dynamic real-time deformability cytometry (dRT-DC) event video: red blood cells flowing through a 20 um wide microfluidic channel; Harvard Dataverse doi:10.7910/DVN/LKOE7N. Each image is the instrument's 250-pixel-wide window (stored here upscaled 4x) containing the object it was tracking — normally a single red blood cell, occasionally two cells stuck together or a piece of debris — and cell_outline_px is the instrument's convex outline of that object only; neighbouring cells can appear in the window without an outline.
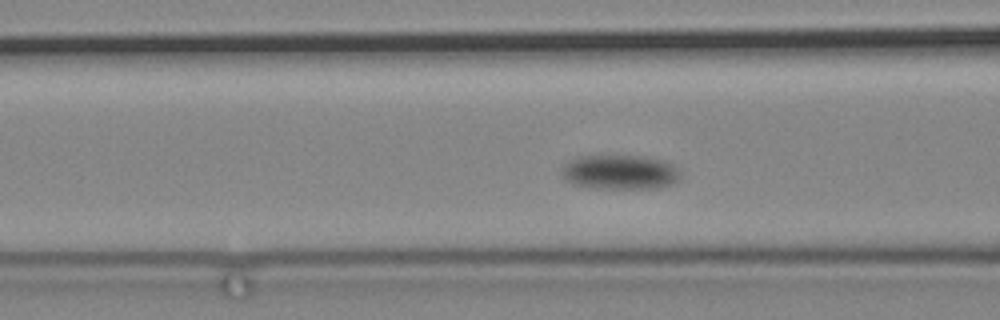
{"species": "common noctule bat (a hibernating species)", "species_latin": "Nyctalus noctula", "temperature_condition": "cold", "stored_images_in_passage": 68, "camera_frame_rate_fps": 3000, "um_per_image_px": 0.085, "animal": {"sex": "male", "body_mass_g": 19.2, "forearm_length_mm": 51.8}, "frame": {"image": 1, "passage_image": 18, "time_ms": 5.667, "image_size_px": [1000, 320], "cell_outline_px": [[680, 180], [672, 184], [656, 188], [596, 188], [576, 184], [568, 180], [564, 176], [564, 164], [568, 160], [576, 156], [604, 152], [648, 156], [668, 160], [680, 168]], "centroid_in_image_um": [52.77, 14.55], "position_along_channel_um": 113.8, "area_um2": 25.09}}
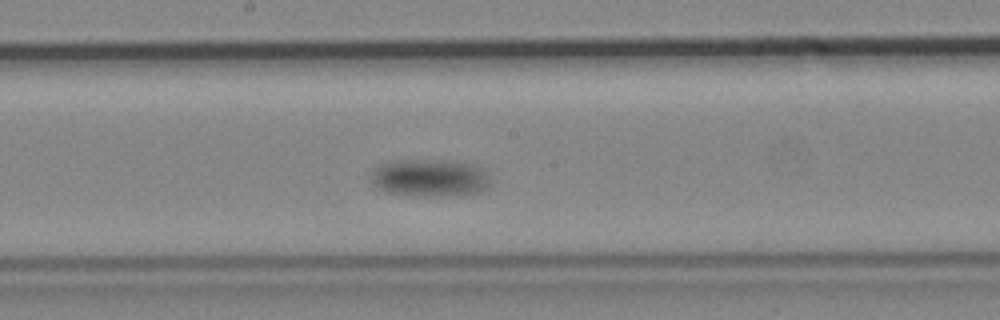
{"frame": {"image": 2, "passage_image": 30, "time_ms": 9.667, "image_size_px": [1000, 320], "cell_outline_px": [[492, 184], [480, 192], [452, 196], [428, 196], [388, 192], [376, 188], [368, 180], [368, 172], [380, 164], [388, 160], [452, 160], [476, 164], [484, 168], [492, 180]], "centroid_in_image_um": [36.53, 15.1], "position_along_channel_um": 211.7, "area_um2": 27.05}}
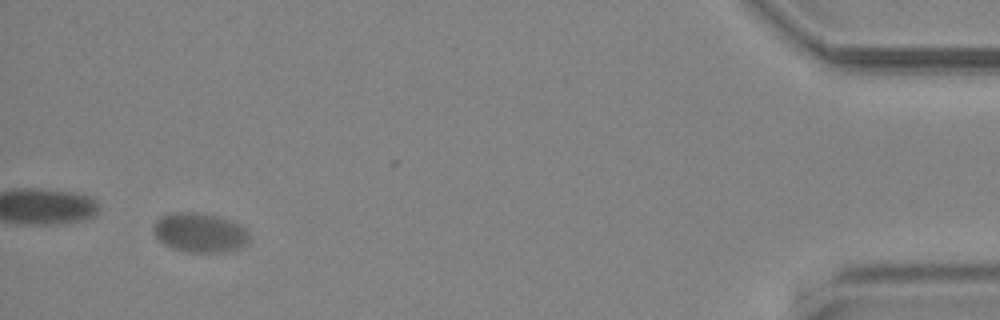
{"frame": {"image": 3, "passage_image": 64, "time_ms": 21.0, "image_size_px": [1000, 320], "cell_outline_px": [[252, 240], [248, 244], [240, 248], [228, 252], [188, 252], [172, 248], [164, 244], [156, 236], [152, 228], [156, 220], [160, 216], [172, 212], [196, 212], [216, 216], [240, 224], [248, 232]], "centroid_in_image_um": [17.01, 19.78], "position_along_channel_um": 418.2, "area_um2": 22.25}}